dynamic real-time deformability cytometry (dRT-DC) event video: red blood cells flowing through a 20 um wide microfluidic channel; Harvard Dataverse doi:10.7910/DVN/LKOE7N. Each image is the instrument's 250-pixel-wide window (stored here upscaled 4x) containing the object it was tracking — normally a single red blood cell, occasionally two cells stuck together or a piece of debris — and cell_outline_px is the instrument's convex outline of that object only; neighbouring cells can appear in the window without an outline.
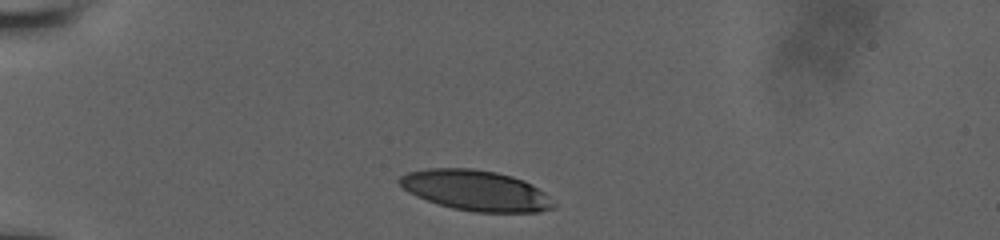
{"species": "human", "species_latin": "Homo sapiens", "temperature_condition": "room temperature", "stored_images_in_passage": 6, "camera_frame_rate_fps": 3000, "um_per_image_px": 0.085, "donor": {"sex": "male"}, "frame": {"image": 1, "passage_image": 1, "time_ms": 0.0, "image_size_px": [1000, 240], "cell_outline_px": [[556, 208], [540, 212], [472, 212], [452, 208], [416, 196], [408, 192], [396, 180], [400, 176], [408, 172], [428, 168], [468, 168], [496, 172], [512, 176], [524, 180], [532, 184], [544, 192], [556, 204]], "centroid_in_image_um": [40.46, 16.19], "position_along_channel_um": 44.5, "area_um2": 36.41}}
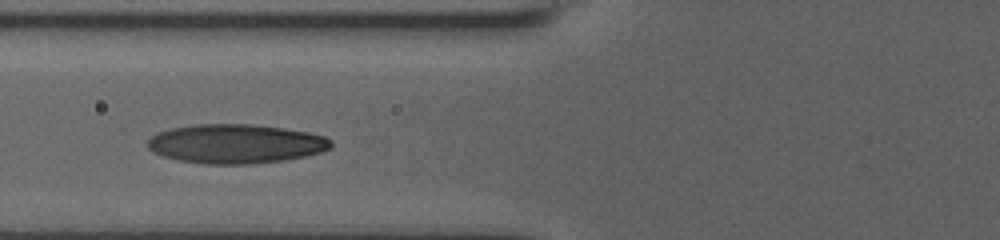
{"frame": {"image": 2, "passage_image": 4, "time_ms": 2.667, "image_size_px": [1000, 240], "cell_outline_px": [[332, 148], [320, 152], [304, 156], [284, 160], [252, 164], [204, 164], [180, 160], [164, 156], [152, 152], [148, 148], [148, 140], [156, 132], [172, 128], [196, 124], [252, 124], [284, 128], [308, 132], [324, 136], [332, 140]], "centroid_in_image_um": [20.04, 12.22], "position_along_channel_um": 105.8, "area_um2": 41.96}}
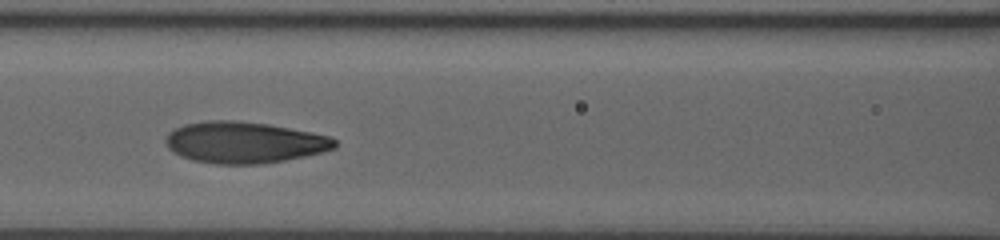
{"frame": {"image": 3, "passage_image": 5, "time_ms": 3.667, "image_size_px": [1000, 240], "cell_outline_px": [[336, 148], [324, 152], [284, 160], [260, 164], [216, 164], [192, 160], [180, 156], [168, 148], [164, 140], [168, 132], [184, 124], [208, 120], [232, 120], [268, 124], [332, 136], [336, 140]], "centroid_in_image_um": [20.75, 12.1], "position_along_channel_um": 145.8, "area_um2": 40.92}}